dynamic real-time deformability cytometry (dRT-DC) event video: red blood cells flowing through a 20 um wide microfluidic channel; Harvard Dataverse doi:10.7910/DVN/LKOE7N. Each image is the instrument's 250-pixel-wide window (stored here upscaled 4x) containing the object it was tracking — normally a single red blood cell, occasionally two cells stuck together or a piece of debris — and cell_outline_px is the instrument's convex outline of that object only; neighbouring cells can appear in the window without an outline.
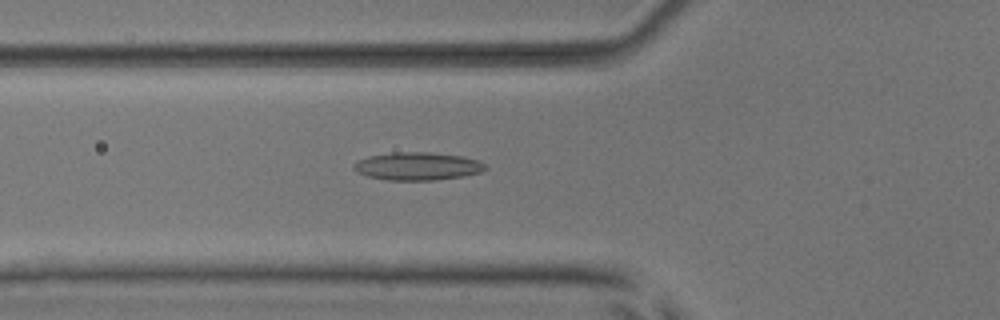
{"species": "common noctule bat (a hibernating species)", "species_latin": "Nyctalus noctula", "temperature_condition": "room temperature", "stored_images_in_passage": 53, "camera_frame_rate_fps": 3000, "um_per_image_px": 0.085, "animal": {"sex": "male", "body_mass_g": 17.9, "forearm_length_mm": 54.2}, "frame": {"image": 1, "passage_image": 20, "time_ms": 6.333, "image_size_px": [1000, 320], "cell_outline_px": [[488, 168], [480, 172], [464, 176], [436, 180], [388, 180], [368, 176], [356, 172], [352, 168], [352, 164], [356, 160], [368, 156], [392, 152], [428, 152], [464, 156], [476, 160], [484, 164]], "centroid_in_image_um": [35.44, 14.12], "position_along_channel_um": 90.4, "area_um2": 21.56}}
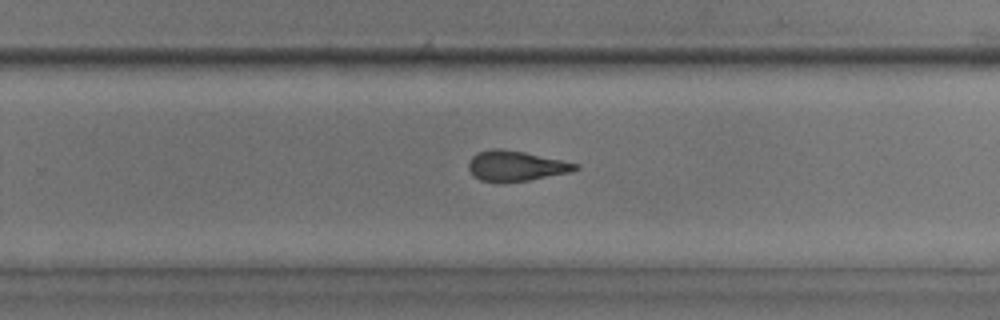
{"frame": {"image": 2, "passage_image": 35, "time_ms": 11.333, "image_size_px": [1000, 320], "cell_outline_px": [[580, 168], [572, 172], [528, 180], [480, 180], [468, 168], [468, 160], [472, 156], [480, 152], [492, 148], [500, 148], [524, 152], [580, 164]], "centroid_in_image_um": [43.89, 14.07], "position_along_channel_um": 285.9, "area_um2": 18.32}}
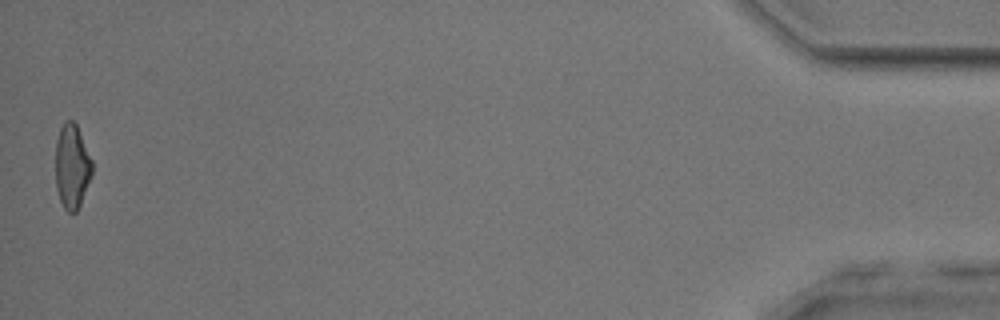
{"frame": {"image": 3, "passage_image": 53, "time_ms": 17.333, "image_size_px": [1000, 320], "cell_outline_px": [[92, 176], [80, 204], [76, 212], [68, 212], [64, 208], [60, 200], [56, 188], [56, 140], [60, 128], [64, 120], [72, 120], [76, 124], [92, 160]], "centroid_in_image_um": [6.11, 14.14], "position_along_channel_um": 429.1, "area_um2": 17.98}, "authors_computed_cell_mechanics": {"area_um2": 19.5942, "velocity_mm_per_s": 3.9193, "shape_relaxation_time_tau1_ms": null, "shape_relaxation_time_tau2_ms": 2.4777, "deformation_change_tau1": null, "deformation_change_tau2": 0.1295}}